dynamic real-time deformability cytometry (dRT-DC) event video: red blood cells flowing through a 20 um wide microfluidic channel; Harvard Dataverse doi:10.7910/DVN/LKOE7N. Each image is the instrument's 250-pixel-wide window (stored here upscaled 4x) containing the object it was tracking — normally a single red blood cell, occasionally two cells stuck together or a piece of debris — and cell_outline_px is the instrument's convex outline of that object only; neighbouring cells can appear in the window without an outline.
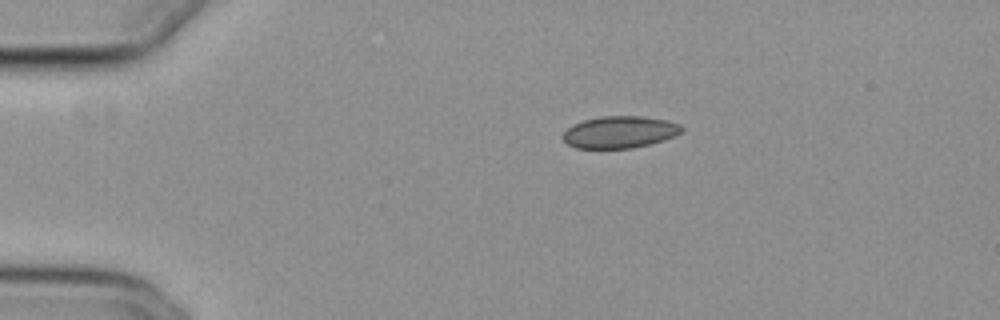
{"species": "common noctule bat (a hibernating species)", "species_latin": "Nyctalus noctula", "temperature_condition": "cold", "stored_images_in_passage": 44, "camera_frame_rate_fps": 3000, "um_per_image_px": 0.085, "animal": {"sex": "female", "body_mass_g": 29.2, "forearm_length_mm": 56.3}, "frame": {"image": 1, "passage_image": 1, "time_ms": 0.0, "image_size_px": [1000, 320], "cell_outline_px": [[684, 128], [680, 132], [664, 140], [632, 148], [576, 148], [568, 144], [560, 136], [572, 124], [584, 120], [600, 116], [644, 116], [668, 120], [680, 124]], "centroid_in_image_um": [52.66, 11.22], "position_along_channel_um": 32.3, "area_um2": 22.14}}
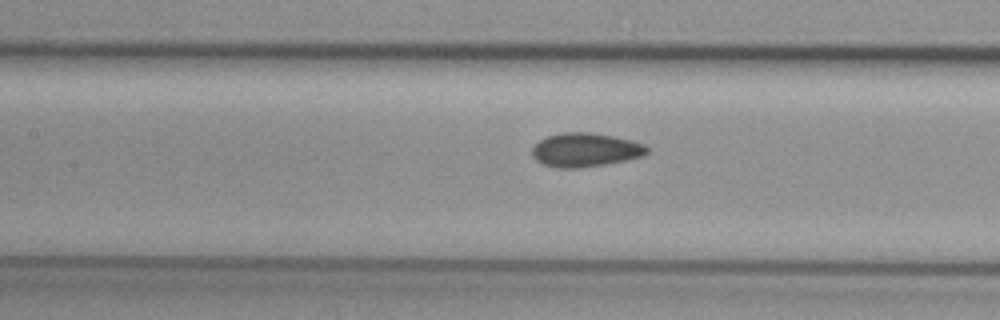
{"frame": {"image": 2, "passage_image": 15, "time_ms": 4.667, "image_size_px": [1000, 320], "cell_outline_px": [[648, 152], [640, 156], [624, 160], [604, 164], [580, 168], [556, 168], [540, 164], [532, 156], [532, 148], [540, 140], [548, 136], [564, 132], [592, 132], [632, 140], [644, 144], [648, 148]], "centroid_in_image_um": [49.71, 12.74], "position_along_channel_um": 157.7, "area_um2": 22.6}}
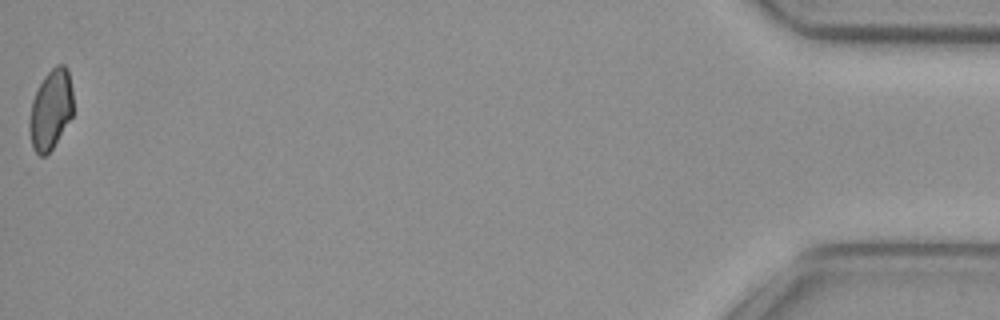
{"frame": {"image": 3, "passage_image": 44, "time_ms": 14.333, "image_size_px": [1000, 320], "cell_outline_px": [[72, 116], [52, 148], [44, 156], [40, 156], [32, 148], [28, 128], [28, 120], [32, 100], [44, 76], [56, 64], [64, 64], [68, 68], [72, 88]], "centroid_in_image_um": [4.29, 9.3], "position_along_channel_um": 430.9, "area_um2": 20.4}, "authors_computed_cell_mechanics": {"area_um2": 22.1374, "velocity_mm_per_s": 3.8384, "shape_relaxation_time_tau1_ms": null, "shape_relaxation_time_tau2_ms": 2.5071, "deformation_change_tau1": null, "deformation_change_tau2": 0.0547}}